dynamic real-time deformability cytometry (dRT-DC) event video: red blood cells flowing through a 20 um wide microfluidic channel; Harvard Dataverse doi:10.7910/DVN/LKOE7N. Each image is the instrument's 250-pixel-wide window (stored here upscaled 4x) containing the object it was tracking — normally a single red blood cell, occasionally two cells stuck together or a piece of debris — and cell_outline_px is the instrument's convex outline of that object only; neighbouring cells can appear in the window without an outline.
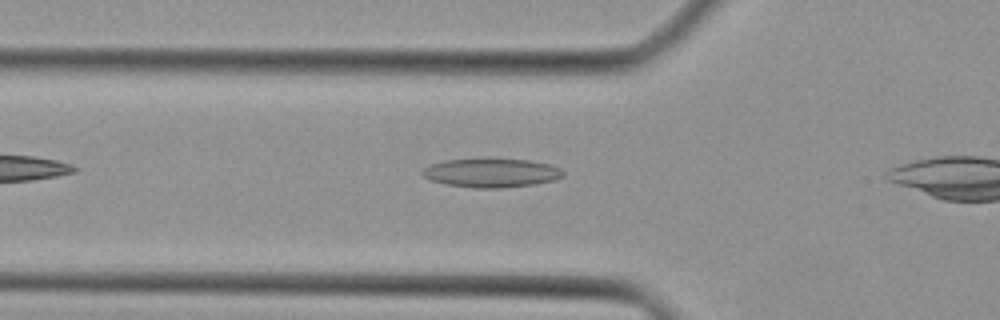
{"species": "Egyptian fruit bat (a non-hibernating species)", "species_latin": "Rousettus aegyptiacus", "temperature_condition": "cold", "stored_images_in_passage": 9, "camera_frame_rate_fps": 3000, "um_per_image_px": 0.085, "animal": {"sex": "female"}, "frame": {"image": 1, "passage_image": 8, "time_ms": 2.333, "image_size_px": [1000, 320], "cell_outline_px": [[564, 176], [556, 180], [536, 184], [500, 188], [472, 188], [444, 184], [432, 180], [424, 176], [420, 172], [428, 164], [444, 160], [484, 156], [488, 156], [528, 160], [548, 164], [560, 168], [564, 172]], "centroid_in_image_um": [41.74, 14.65], "position_along_channel_um": 84.1, "area_um2": 24.74}}